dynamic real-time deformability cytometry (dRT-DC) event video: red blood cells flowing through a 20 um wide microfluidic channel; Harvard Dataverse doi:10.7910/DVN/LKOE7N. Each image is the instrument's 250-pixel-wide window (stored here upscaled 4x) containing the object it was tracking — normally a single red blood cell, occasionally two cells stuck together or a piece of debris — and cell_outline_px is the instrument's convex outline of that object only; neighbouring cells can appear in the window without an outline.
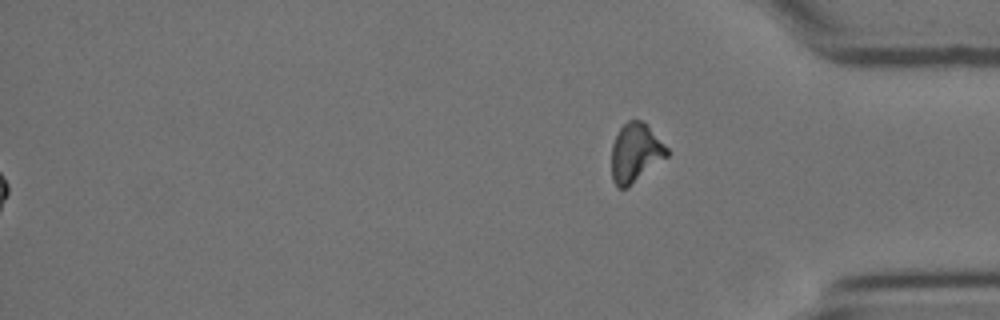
{"species": "Egyptian fruit bat (a non-hibernating species)", "species_latin": "Rousettus aegyptiacus", "temperature_condition": "cold", "stored_images_in_passage": 59, "segment_of_instrument_passage": [2, 2], "camera_frame_rate_fps": 3000, "um_per_image_px": 0.085, "animal": {"sex": "female"}, "frame": {"image": 1, "passage_image": 59, "time_ms": 19.333, "image_size_px": [1000, 320], "cell_outline_px": [[668, 156], [628, 188], [616, 188], [612, 180], [612, 144], [620, 128], [628, 120], [640, 120], [648, 124], [668, 148]], "centroid_in_image_um": [54.02, 13.0], "position_along_channel_um": 381.2, "area_um2": 19.19}}